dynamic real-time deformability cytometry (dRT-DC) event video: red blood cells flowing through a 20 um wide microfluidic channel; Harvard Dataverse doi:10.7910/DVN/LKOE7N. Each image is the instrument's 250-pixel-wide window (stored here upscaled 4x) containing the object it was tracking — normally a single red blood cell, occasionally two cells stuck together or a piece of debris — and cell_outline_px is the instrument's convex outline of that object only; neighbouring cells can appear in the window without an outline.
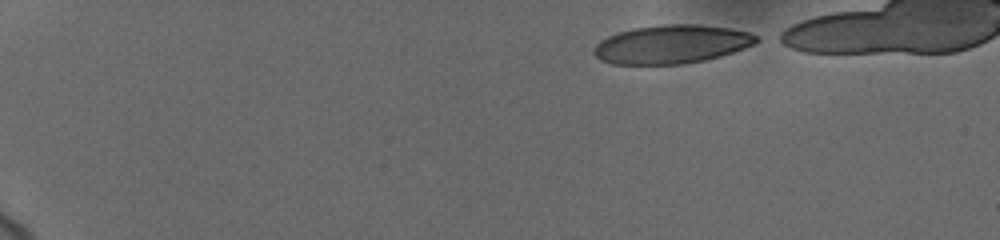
{"species": "human", "species_latin": "Homo sapiens", "temperature_condition": "cold", "stored_images_in_passage": 28, "camera_frame_rate_fps": 3000, "um_per_image_px": 0.085, "donor": {"sex": "female"}, "frame": {"image": 1, "passage_image": 1, "time_ms": 0.0, "image_size_px": [1000, 240], "cell_outline_px": [[764, 40], [756, 44], [720, 56], [704, 60], [684, 64], [612, 64], [600, 60], [592, 52], [596, 44], [600, 40], [608, 36], [632, 28], [668, 24], [696, 24], [728, 28], [748, 32], [760, 36]], "centroid_in_image_um": [57.12, 3.76], "position_along_channel_um": 27.9, "area_um2": 36.65}}
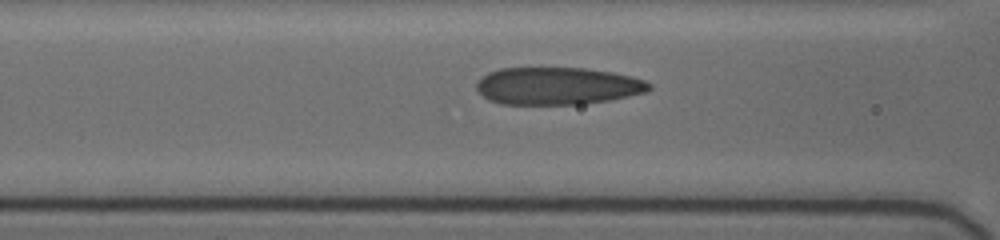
{"frame": {"image": 2, "passage_image": 23, "time_ms": 5.667, "image_size_px": [1000, 240], "cell_outline_px": [[652, 88], [644, 92], [628, 96], [608, 100], [584, 104], [500, 104], [488, 100], [476, 88], [476, 84], [488, 72], [500, 68], [584, 68], [612, 72], [644, 80], [652, 84]], "centroid_in_image_um": [47.37, 7.31], "position_along_channel_um": 119.2, "area_um2": 37.45}}
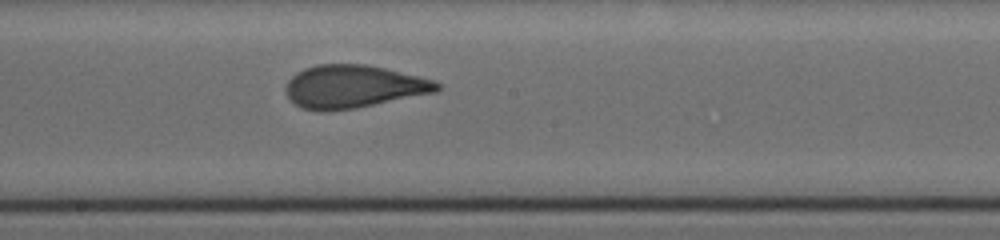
{"frame": {"image": 3, "passage_image": 28, "time_ms": 8.333, "image_size_px": [1000, 240], "cell_outline_px": [[440, 88], [436, 92], [352, 108], [304, 108], [296, 104], [288, 96], [284, 88], [288, 80], [296, 72], [304, 68], [316, 64], [364, 64], [384, 68], [420, 76], [432, 80], [440, 84]], "centroid_in_image_um": [30.05, 7.3], "position_along_channel_um": 218.2, "area_um2": 36.76}}